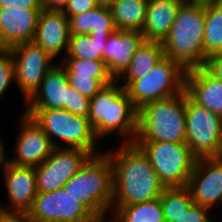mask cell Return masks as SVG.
I'll return each mask as SVG.
<instances>
[{"label": "cell", "mask_w": 222, "mask_h": 222, "mask_svg": "<svg viewBox=\"0 0 222 222\" xmlns=\"http://www.w3.org/2000/svg\"><path fill=\"white\" fill-rule=\"evenodd\" d=\"M113 165L114 207L130 206L159 198L165 186L149 158L135 143H121L106 152Z\"/></svg>", "instance_id": "1"}, {"label": "cell", "mask_w": 222, "mask_h": 222, "mask_svg": "<svg viewBox=\"0 0 222 222\" xmlns=\"http://www.w3.org/2000/svg\"><path fill=\"white\" fill-rule=\"evenodd\" d=\"M117 82L114 80L104 86L90 99L88 119L98 139L117 133L123 138L122 143H134L138 131V110L125 88Z\"/></svg>", "instance_id": "2"}, {"label": "cell", "mask_w": 222, "mask_h": 222, "mask_svg": "<svg viewBox=\"0 0 222 222\" xmlns=\"http://www.w3.org/2000/svg\"><path fill=\"white\" fill-rule=\"evenodd\" d=\"M97 219L106 218L113 196V165L104 152L91 156L63 186Z\"/></svg>", "instance_id": "3"}, {"label": "cell", "mask_w": 222, "mask_h": 222, "mask_svg": "<svg viewBox=\"0 0 222 222\" xmlns=\"http://www.w3.org/2000/svg\"><path fill=\"white\" fill-rule=\"evenodd\" d=\"M205 5L183 4L162 42L165 56L186 70L204 66Z\"/></svg>", "instance_id": "4"}, {"label": "cell", "mask_w": 222, "mask_h": 222, "mask_svg": "<svg viewBox=\"0 0 222 222\" xmlns=\"http://www.w3.org/2000/svg\"><path fill=\"white\" fill-rule=\"evenodd\" d=\"M186 93L156 100L138 110L134 142L186 143Z\"/></svg>", "instance_id": "5"}, {"label": "cell", "mask_w": 222, "mask_h": 222, "mask_svg": "<svg viewBox=\"0 0 222 222\" xmlns=\"http://www.w3.org/2000/svg\"><path fill=\"white\" fill-rule=\"evenodd\" d=\"M23 113L31 116L49 137L54 148H62L55 139L61 140L63 148H78L89 152L92 156L96 152L98 138L95 135L89 119L76 115L65 109H24Z\"/></svg>", "instance_id": "6"}, {"label": "cell", "mask_w": 222, "mask_h": 222, "mask_svg": "<svg viewBox=\"0 0 222 222\" xmlns=\"http://www.w3.org/2000/svg\"><path fill=\"white\" fill-rule=\"evenodd\" d=\"M187 70L169 57L160 60L147 74L125 90L137 110L145 104L184 92Z\"/></svg>", "instance_id": "7"}, {"label": "cell", "mask_w": 222, "mask_h": 222, "mask_svg": "<svg viewBox=\"0 0 222 222\" xmlns=\"http://www.w3.org/2000/svg\"><path fill=\"white\" fill-rule=\"evenodd\" d=\"M149 158L165 187H185L197 157L186 143L134 142Z\"/></svg>", "instance_id": "8"}, {"label": "cell", "mask_w": 222, "mask_h": 222, "mask_svg": "<svg viewBox=\"0 0 222 222\" xmlns=\"http://www.w3.org/2000/svg\"><path fill=\"white\" fill-rule=\"evenodd\" d=\"M186 144L197 158L217 157L222 144V117L186 94Z\"/></svg>", "instance_id": "9"}, {"label": "cell", "mask_w": 222, "mask_h": 222, "mask_svg": "<svg viewBox=\"0 0 222 222\" xmlns=\"http://www.w3.org/2000/svg\"><path fill=\"white\" fill-rule=\"evenodd\" d=\"M14 60L15 82L26 102L39 88L55 59L34 41L23 42L10 48Z\"/></svg>", "instance_id": "10"}, {"label": "cell", "mask_w": 222, "mask_h": 222, "mask_svg": "<svg viewBox=\"0 0 222 222\" xmlns=\"http://www.w3.org/2000/svg\"><path fill=\"white\" fill-rule=\"evenodd\" d=\"M92 155L78 148H54L48 158L35 168L38 193L62 188Z\"/></svg>", "instance_id": "11"}, {"label": "cell", "mask_w": 222, "mask_h": 222, "mask_svg": "<svg viewBox=\"0 0 222 222\" xmlns=\"http://www.w3.org/2000/svg\"><path fill=\"white\" fill-rule=\"evenodd\" d=\"M34 222H94L97 218L64 187L37 193L28 211Z\"/></svg>", "instance_id": "12"}, {"label": "cell", "mask_w": 222, "mask_h": 222, "mask_svg": "<svg viewBox=\"0 0 222 222\" xmlns=\"http://www.w3.org/2000/svg\"><path fill=\"white\" fill-rule=\"evenodd\" d=\"M19 119L20 133L15 142V157L7 158V162L16 166H39L48 158L54 147L31 116L22 111Z\"/></svg>", "instance_id": "13"}, {"label": "cell", "mask_w": 222, "mask_h": 222, "mask_svg": "<svg viewBox=\"0 0 222 222\" xmlns=\"http://www.w3.org/2000/svg\"><path fill=\"white\" fill-rule=\"evenodd\" d=\"M187 187L193 203L208 207L222 204V160L218 157L197 158Z\"/></svg>", "instance_id": "14"}, {"label": "cell", "mask_w": 222, "mask_h": 222, "mask_svg": "<svg viewBox=\"0 0 222 222\" xmlns=\"http://www.w3.org/2000/svg\"><path fill=\"white\" fill-rule=\"evenodd\" d=\"M42 10L0 7V48L8 49L19 43L34 41Z\"/></svg>", "instance_id": "15"}, {"label": "cell", "mask_w": 222, "mask_h": 222, "mask_svg": "<svg viewBox=\"0 0 222 222\" xmlns=\"http://www.w3.org/2000/svg\"><path fill=\"white\" fill-rule=\"evenodd\" d=\"M6 193L9 199V208L0 205L6 210L28 212L37 195L35 168L16 166L6 162L2 168ZM11 208V209H10Z\"/></svg>", "instance_id": "16"}, {"label": "cell", "mask_w": 222, "mask_h": 222, "mask_svg": "<svg viewBox=\"0 0 222 222\" xmlns=\"http://www.w3.org/2000/svg\"><path fill=\"white\" fill-rule=\"evenodd\" d=\"M70 41L69 18L62 11L42 10L40 12L34 42L54 59L65 51Z\"/></svg>", "instance_id": "17"}, {"label": "cell", "mask_w": 222, "mask_h": 222, "mask_svg": "<svg viewBox=\"0 0 222 222\" xmlns=\"http://www.w3.org/2000/svg\"><path fill=\"white\" fill-rule=\"evenodd\" d=\"M184 91L193 102L222 117V82L205 66L187 70Z\"/></svg>", "instance_id": "18"}, {"label": "cell", "mask_w": 222, "mask_h": 222, "mask_svg": "<svg viewBox=\"0 0 222 222\" xmlns=\"http://www.w3.org/2000/svg\"><path fill=\"white\" fill-rule=\"evenodd\" d=\"M70 85L65 69L58 63L45 75L39 88L25 102V109H65L69 106Z\"/></svg>", "instance_id": "19"}, {"label": "cell", "mask_w": 222, "mask_h": 222, "mask_svg": "<svg viewBox=\"0 0 222 222\" xmlns=\"http://www.w3.org/2000/svg\"><path fill=\"white\" fill-rule=\"evenodd\" d=\"M143 40L141 32L134 30H116L109 35L104 47L103 61L114 80L126 71Z\"/></svg>", "instance_id": "20"}, {"label": "cell", "mask_w": 222, "mask_h": 222, "mask_svg": "<svg viewBox=\"0 0 222 222\" xmlns=\"http://www.w3.org/2000/svg\"><path fill=\"white\" fill-rule=\"evenodd\" d=\"M183 4L181 0H149L141 30L144 40L162 43Z\"/></svg>", "instance_id": "21"}, {"label": "cell", "mask_w": 222, "mask_h": 222, "mask_svg": "<svg viewBox=\"0 0 222 222\" xmlns=\"http://www.w3.org/2000/svg\"><path fill=\"white\" fill-rule=\"evenodd\" d=\"M70 35H110L117 30L112 13L107 6L96 8L69 18Z\"/></svg>", "instance_id": "22"}, {"label": "cell", "mask_w": 222, "mask_h": 222, "mask_svg": "<svg viewBox=\"0 0 222 222\" xmlns=\"http://www.w3.org/2000/svg\"><path fill=\"white\" fill-rule=\"evenodd\" d=\"M165 57L161 42L143 40L134 53L126 71L117 79L125 89L135 80L147 74Z\"/></svg>", "instance_id": "23"}, {"label": "cell", "mask_w": 222, "mask_h": 222, "mask_svg": "<svg viewBox=\"0 0 222 222\" xmlns=\"http://www.w3.org/2000/svg\"><path fill=\"white\" fill-rule=\"evenodd\" d=\"M149 0H117L109 8L117 30H142Z\"/></svg>", "instance_id": "24"}, {"label": "cell", "mask_w": 222, "mask_h": 222, "mask_svg": "<svg viewBox=\"0 0 222 222\" xmlns=\"http://www.w3.org/2000/svg\"><path fill=\"white\" fill-rule=\"evenodd\" d=\"M222 53V0L205 4L204 66L210 56Z\"/></svg>", "instance_id": "25"}, {"label": "cell", "mask_w": 222, "mask_h": 222, "mask_svg": "<svg viewBox=\"0 0 222 222\" xmlns=\"http://www.w3.org/2000/svg\"><path fill=\"white\" fill-rule=\"evenodd\" d=\"M111 211L114 222H165L160 197L130 206L114 207Z\"/></svg>", "instance_id": "26"}, {"label": "cell", "mask_w": 222, "mask_h": 222, "mask_svg": "<svg viewBox=\"0 0 222 222\" xmlns=\"http://www.w3.org/2000/svg\"><path fill=\"white\" fill-rule=\"evenodd\" d=\"M109 35H70L69 47L64 58L103 60L104 47Z\"/></svg>", "instance_id": "27"}, {"label": "cell", "mask_w": 222, "mask_h": 222, "mask_svg": "<svg viewBox=\"0 0 222 222\" xmlns=\"http://www.w3.org/2000/svg\"><path fill=\"white\" fill-rule=\"evenodd\" d=\"M165 222H175L193 203L191 192L185 187H165L160 196Z\"/></svg>", "instance_id": "28"}, {"label": "cell", "mask_w": 222, "mask_h": 222, "mask_svg": "<svg viewBox=\"0 0 222 222\" xmlns=\"http://www.w3.org/2000/svg\"><path fill=\"white\" fill-rule=\"evenodd\" d=\"M67 75H84L99 79L105 86L114 79L103 60H83L80 58H63L59 63Z\"/></svg>", "instance_id": "29"}, {"label": "cell", "mask_w": 222, "mask_h": 222, "mask_svg": "<svg viewBox=\"0 0 222 222\" xmlns=\"http://www.w3.org/2000/svg\"><path fill=\"white\" fill-rule=\"evenodd\" d=\"M67 78L71 87L89 99L94 97L105 86L99 79L90 78V76L67 75Z\"/></svg>", "instance_id": "30"}, {"label": "cell", "mask_w": 222, "mask_h": 222, "mask_svg": "<svg viewBox=\"0 0 222 222\" xmlns=\"http://www.w3.org/2000/svg\"><path fill=\"white\" fill-rule=\"evenodd\" d=\"M15 81L14 60L9 49L0 48V98Z\"/></svg>", "instance_id": "31"}, {"label": "cell", "mask_w": 222, "mask_h": 222, "mask_svg": "<svg viewBox=\"0 0 222 222\" xmlns=\"http://www.w3.org/2000/svg\"><path fill=\"white\" fill-rule=\"evenodd\" d=\"M90 108V99L78 93L73 87L70 86L69 106L66 110L69 112L81 115L88 118Z\"/></svg>", "instance_id": "32"}, {"label": "cell", "mask_w": 222, "mask_h": 222, "mask_svg": "<svg viewBox=\"0 0 222 222\" xmlns=\"http://www.w3.org/2000/svg\"><path fill=\"white\" fill-rule=\"evenodd\" d=\"M210 208L192 203L188 210L175 222H216L208 214ZM218 222V221H217Z\"/></svg>", "instance_id": "33"}, {"label": "cell", "mask_w": 222, "mask_h": 222, "mask_svg": "<svg viewBox=\"0 0 222 222\" xmlns=\"http://www.w3.org/2000/svg\"><path fill=\"white\" fill-rule=\"evenodd\" d=\"M97 0H68L67 5L62 11L68 18L96 8Z\"/></svg>", "instance_id": "34"}, {"label": "cell", "mask_w": 222, "mask_h": 222, "mask_svg": "<svg viewBox=\"0 0 222 222\" xmlns=\"http://www.w3.org/2000/svg\"><path fill=\"white\" fill-rule=\"evenodd\" d=\"M0 222H34L26 211L6 210L0 207Z\"/></svg>", "instance_id": "35"}, {"label": "cell", "mask_w": 222, "mask_h": 222, "mask_svg": "<svg viewBox=\"0 0 222 222\" xmlns=\"http://www.w3.org/2000/svg\"><path fill=\"white\" fill-rule=\"evenodd\" d=\"M43 9L42 0H0V7Z\"/></svg>", "instance_id": "36"}, {"label": "cell", "mask_w": 222, "mask_h": 222, "mask_svg": "<svg viewBox=\"0 0 222 222\" xmlns=\"http://www.w3.org/2000/svg\"><path fill=\"white\" fill-rule=\"evenodd\" d=\"M205 67L222 82V53L210 56Z\"/></svg>", "instance_id": "37"}, {"label": "cell", "mask_w": 222, "mask_h": 222, "mask_svg": "<svg viewBox=\"0 0 222 222\" xmlns=\"http://www.w3.org/2000/svg\"><path fill=\"white\" fill-rule=\"evenodd\" d=\"M68 0H42V8L48 11H63Z\"/></svg>", "instance_id": "38"}, {"label": "cell", "mask_w": 222, "mask_h": 222, "mask_svg": "<svg viewBox=\"0 0 222 222\" xmlns=\"http://www.w3.org/2000/svg\"><path fill=\"white\" fill-rule=\"evenodd\" d=\"M1 138V137H0ZM5 143L3 140L0 139V169L3 168L7 162V158L9 157L8 154H6V149H5ZM8 155V156H6Z\"/></svg>", "instance_id": "39"}, {"label": "cell", "mask_w": 222, "mask_h": 222, "mask_svg": "<svg viewBox=\"0 0 222 222\" xmlns=\"http://www.w3.org/2000/svg\"><path fill=\"white\" fill-rule=\"evenodd\" d=\"M184 4H208L213 0H181Z\"/></svg>", "instance_id": "40"}, {"label": "cell", "mask_w": 222, "mask_h": 222, "mask_svg": "<svg viewBox=\"0 0 222 222\" xmlns=\"http://www.w3.org/2000/svg\"><path fill=\"white\" fill-rule=\"evenodd\" d=\"M117 0H97L98 5L110 7Z\"/></svg>", "instance_id": "41"}, {"label": "cell", "mask_w": 222, "mask_h": 222, "mask_svg": "<svg viewBox=\"0 0 222 222\" xmlns=\"http://www.w3.org/2000/svg\"><path fill=\"white\" fill-rule=\"evenodd\" d=\"M106 219H107V218L96 219L94 222H114V221L112 220V218L109 219L108 221H107Z\"/></svg>", "instance_id": "42"}, {"label": "cell", "mask_w": 222, "mask_h": 222, "mask_svg": "<svg viewBox=\"0 0 222 222\" xmlns=\"http://www.w3.org/2000/svg\"><path fill=\"white\" fill-rule=\"evenodd\" d=\"M219 159H221L222 160V144H221V149H220V152H219V154H218V156H217Z\"/></svg>", "instance_id": "43"}]
</instances>
